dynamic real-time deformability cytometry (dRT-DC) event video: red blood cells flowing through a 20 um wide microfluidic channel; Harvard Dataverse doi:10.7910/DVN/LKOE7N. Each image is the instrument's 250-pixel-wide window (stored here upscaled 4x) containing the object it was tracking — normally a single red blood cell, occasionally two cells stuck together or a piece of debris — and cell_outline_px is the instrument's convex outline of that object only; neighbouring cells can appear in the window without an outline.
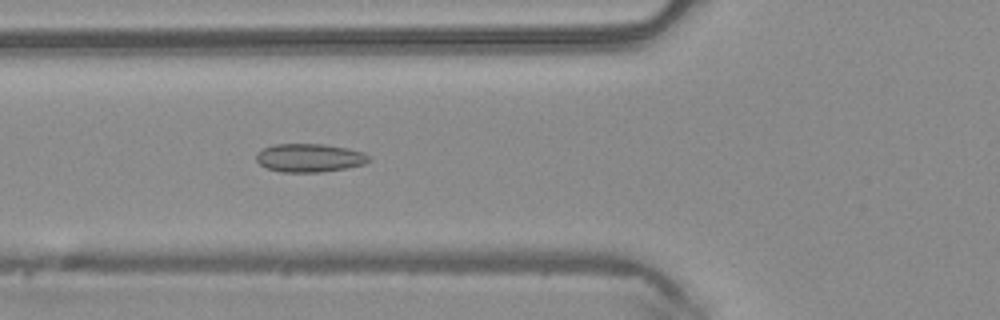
{"species": "common noctule bat (a hibernating species)", "species_latin": "Nyctalus noctula", "temperature_condition": "warm", "stored_images_in_passage": 50, "camera_frame_rate_fps": 3000, "um_per_image_px": 0.085, "animal": {"sex": "male", "body_mass_g": 20.4}, "frame": {"image": 1, "passage_image": 19, "time_ms": 6.0, "image_size_px": [1000, 320], "cell_outline_px": [[372, 160], [364, 164], [344, 168], [320, 172], [280, 172], [268, 168], [260, 164], [256, 160], [256, 152], [272, 144], [324, 144], [348, 148], [364, 152]], "centroid_in_image_um": [26.3, 13.41], "position_along_channel_um": 99.5, "area_um2": 18.67}}
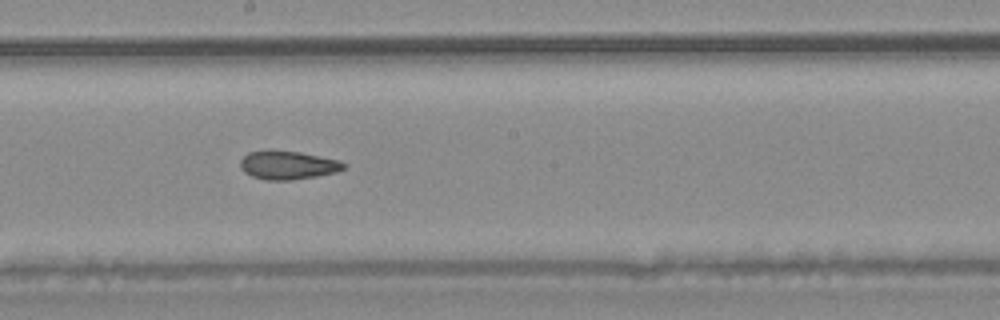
{"frame": {"image": 2, "passage_image": 28, "time_ms": 9.0, "image_size_px": [1000, 320], "cell_outline_px": [[348, 164], [344, 168], [336, 172], [316, 176], [292, 180], [264, 180], [252, 176], [244, 172], [240, 168], [240, 160], [248, 152], [300, 152], [340, 160]], "centroid_in_image_um": [24.49, 14.06], "position_along_channel_um": 223.7, "area_um2": 16.88}}
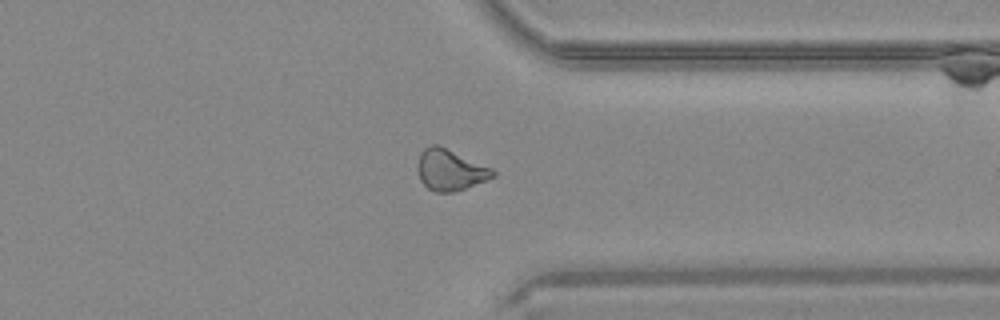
{"frame": {"image": 3, "passage_image": 39, "time_ms": 12.667, "image_size_px": [1000, 320], "cell_outline_px": [[496, 176], [464, 188], [452, 192], [436, 192], [428, 188], [420, 180], [416, 164], [420, 152], [424, 148], [432, 144], [436, 144], [492, 168], [496, 172]], "centroid_in_image_um": [38.23, 14.44], "position_along_channel_um": 373.2, "area_um2": 17.8}, "authors_computed_cell_mechanics": {"area_um2": 18.6694, "velocity_mm_per_s": 4.125, "shape_relaxation_time_tau1_ms": null, "shape_relaxation_time_tau2_ms": 4.0696, "deformation_change_tau1": null, "deformation_change_tau2": 0.097}}